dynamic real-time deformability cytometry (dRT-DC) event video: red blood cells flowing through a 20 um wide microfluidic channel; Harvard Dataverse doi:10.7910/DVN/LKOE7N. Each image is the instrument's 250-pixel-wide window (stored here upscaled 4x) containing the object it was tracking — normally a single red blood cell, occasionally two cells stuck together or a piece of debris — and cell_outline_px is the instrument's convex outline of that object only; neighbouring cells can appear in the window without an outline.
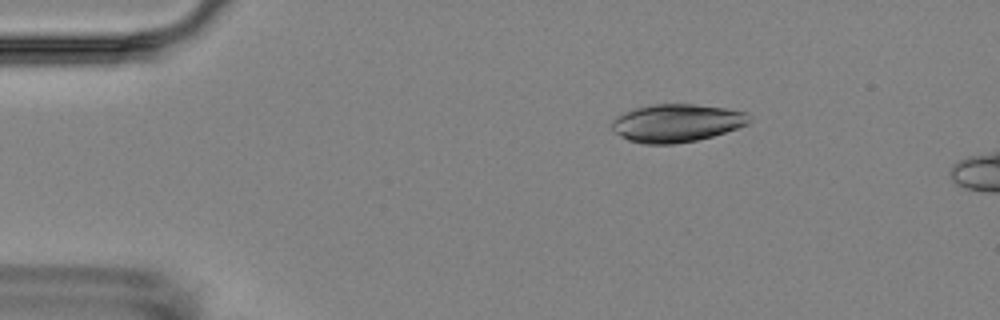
{"species": "Egyptian fruit bat (a non-hibernating species)", "species_latin": "Rousettus aegyptiacus", "temperature_condition": "room temperature", "stored_images_in_passage": 4, "camera_frame_rate_fps": 3000, "um_per_image_px": 0.085, "animal": {"sex": "female"}, "frame": {"image": 1, "passage_image": 2, "time_ms": 1.0, "image_size_px": [1000, 320], "cell_outline_px": [[752, 120], [748, 124], [712, 136], [696, 140], [672, 144], [644, 144], [628, 140], [620, 136], [612, 128], [612, 120], [616, 116], [636, 108], [652, 104], [692, 104], [724, 108], [744, 112], [752, 116]], "centroid_in_image_um": [57.51, 10.46], "position_along_channel_um": 27.5, "area_um2": 30.17}}